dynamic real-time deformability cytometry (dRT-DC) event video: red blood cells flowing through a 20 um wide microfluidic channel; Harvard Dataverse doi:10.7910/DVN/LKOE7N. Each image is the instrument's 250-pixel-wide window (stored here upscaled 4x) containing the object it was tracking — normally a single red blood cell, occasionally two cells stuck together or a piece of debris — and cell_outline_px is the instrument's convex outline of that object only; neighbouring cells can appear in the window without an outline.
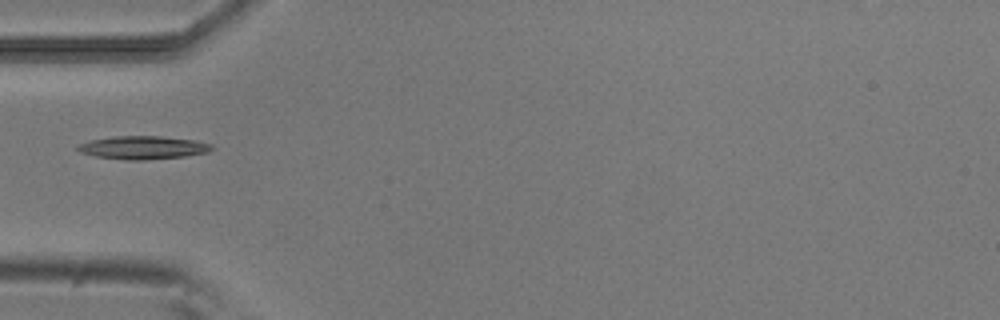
{"species": "common noctule bat (a hibernating species)", "species_latin": "Nyctalus noctula", "temperature_condition": "room temperature", "stored_images_in_passage": 36, "camera_frame_rate_fps": 3000, "um_per_image_px": 0.085, "animal": {"sex": "male", "body_mass_g": 20.5, "forearm_length_mm": 52.5}, "frame": {"image": 1, "passage_image": 1, "time_ms": 0.0, "image_size_px": [1000, 320], "cell_outline_px": [[216, 148], [208, 152], [184, 156], [144, 160], [124, 160], [96, 156], [80, 152], [76, 148], [80, 144], [92, 140], [112, 136], [160, 136], [192, 140], [212, 144]], "centroid_in_image_um": [12.18, 12.54], "position_along_channel_um": 72.8, "area_um2": 17.98}}
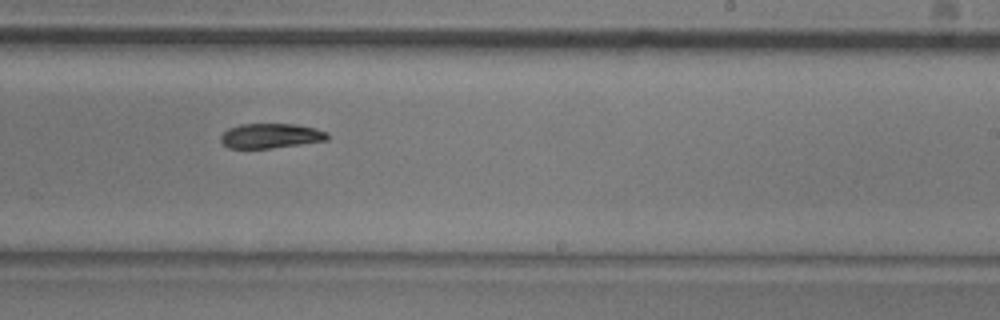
{"frame": {"image": 2, "passage_image": 16, "time_ms": 5.0, "image_size_px": [1000, 320], "cell_outline_px": [[328, 140], [300, 144], [268, 148], [228, 148], [220, 140], [220, 136], [228, 128], [240, 124], [296, 124], [316, 128], [328, 132]], "centroid_in_image_um": [23.01, 11.53], "position_along_channel_um": 266.0, "area_um2": 15.37}}
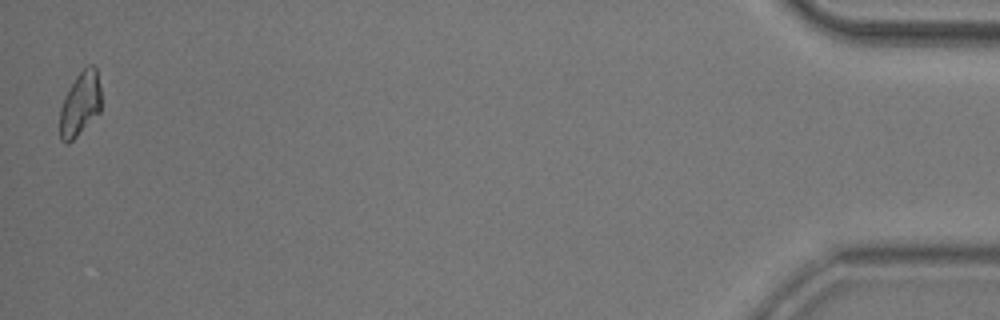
{"frame": {"image": 3, "passage_image": 36, "time_ms": 11.667, "image_size_px": [1000, 320], "cell_outline_px": [[100, 112], [68, 144], [60, 140], [60, 108], [64, 96], [76, 76], [88, 64], [92, 64], [96, 68], [100, 88]], "centroid_in_image_um": [6.8, 8.83], "position_along_channel_um": 428.4, "area_um2": 15.32}}